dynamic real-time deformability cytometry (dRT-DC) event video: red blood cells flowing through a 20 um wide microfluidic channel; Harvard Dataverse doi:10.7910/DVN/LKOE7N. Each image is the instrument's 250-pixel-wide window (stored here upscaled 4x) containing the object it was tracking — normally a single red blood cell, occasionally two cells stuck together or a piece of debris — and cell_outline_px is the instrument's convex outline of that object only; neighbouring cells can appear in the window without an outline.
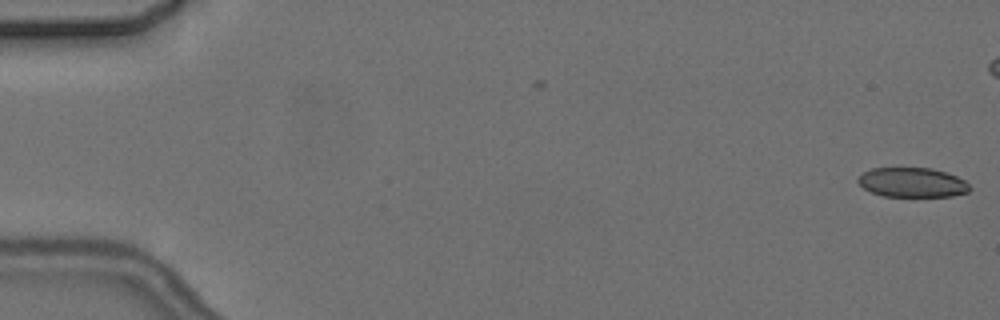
{"species": "common noctule bat (a hibernating species)", "species_latin": "Nyctalus noctula", "temperature_condition": "cold", "stored_images_in_passage": 2, "camera_frame_rate_fps": 3000, "um_per_image_px": 0.085, "animal": {"sex": "female", "body_mass_g": 24.6, "forearm_length_mm": 56.2}, "frame": {"image": 1, "passage_image": 2, "time_ms": 1.333, "image_size_px": [1000, 320], "cell_outline_px": [[972, 188], [968, 192], [952, 196], [884, 196], [872, 192], [864, 188], [856, 180], [864, 172], [872, 168], [932, 168], [956, 176], [964, 180]], "centroid_in_image_um": [77.55, 15.51], "position_along_channel_um": 7.4, "area_um2": 19.07}}